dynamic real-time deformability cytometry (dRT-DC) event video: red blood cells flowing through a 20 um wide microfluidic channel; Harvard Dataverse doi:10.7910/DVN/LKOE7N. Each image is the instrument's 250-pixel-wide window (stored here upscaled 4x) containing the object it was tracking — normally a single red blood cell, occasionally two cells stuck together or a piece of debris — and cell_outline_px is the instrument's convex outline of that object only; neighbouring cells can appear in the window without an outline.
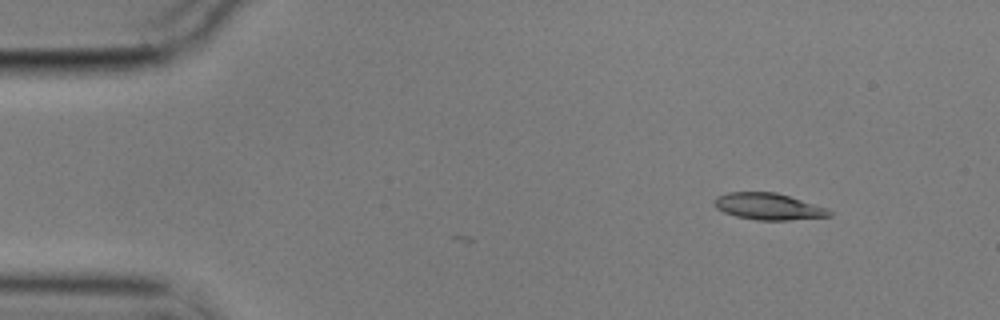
{"species": "common noctule bat (a hibernating species)", "species_latin": "Nyctalus noctula", "temperature_condition": "cold", "stored_images_in_passage": 5, "camera_frame_rate_fps": 3000, "um_per_image_px": 0.085, "animal": {"sex": "male", "body_mass_g": 17.9}, "frame": {"image": 1, "passage_image": 5, "time_ms": 1.333, "image_size_px": [1000, 320], "cell_outline_px": [[832, 216], [788, 220], [756, 220], [736, 216], [724, 212], [716, 208], [712, 200], [716, 196], [728, 192], [776, 192], [824, 208], [832, 212]], "centroid_in_image_um": [65.23, 17.55], "position_along_channel_um": 19.8, "area_um2": 17.63}}